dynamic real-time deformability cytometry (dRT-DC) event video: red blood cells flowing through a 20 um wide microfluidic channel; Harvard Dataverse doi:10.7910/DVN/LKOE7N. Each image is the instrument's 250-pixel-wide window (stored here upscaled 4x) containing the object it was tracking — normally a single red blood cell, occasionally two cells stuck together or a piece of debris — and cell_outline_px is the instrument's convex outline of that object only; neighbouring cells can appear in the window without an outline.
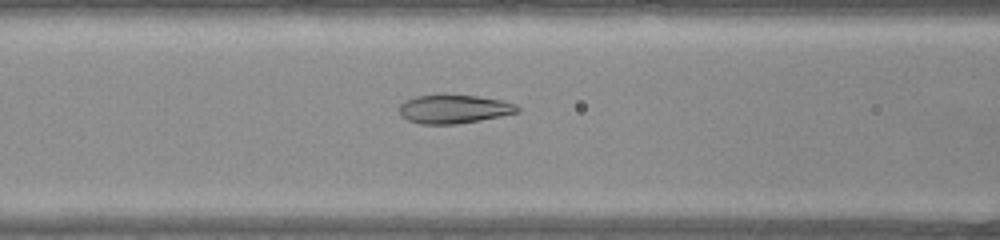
{"species": "common noctule bat (a hibernating species)", "species_latin": "Nyctalus noctula", "temperature_condition": "warm", "stored_images_in_passage": 43, "camera_frame_rate_fps": 3000, "um_per_image_px": 0.085, "animal": {"sex": "female", "body_mass_g": 22.0, "forearm_length_mm": 56.7}, "frame": {"image": 1, "passage_image": 12, "time_ms": 3.667, "image_size_px": [1000, 240], "cell_outline_px": [[520, 112], [480, 120], [456, 124], [420, 124], [408, 120], [400, 116], [400, 104], [404, 100], [416, 96], [476, 96], [504, 100], [516, 104], [520, 108]], "centroid_in_image_um": [38.6, 9.28], "position_along_channel_um": 128.0, "area_um2": 19.54}}
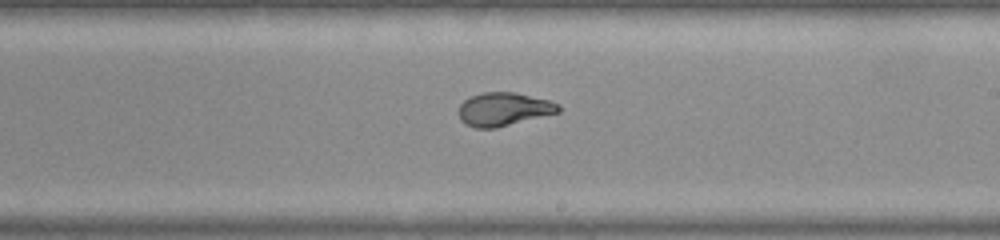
{"frame": {"image": 2, "passage_image": 21, "time_ms": 6.667, "image_size_px": [1000, 240], "cell_outline_px": [[560, 112], [496, 128], [476, 128], [464, 124], [460, 120], [460, 104], [464, 100], [472, 96], [484, 92], [516, 92], [548, 100], [560, 104]], "centroid_in_image_um": [42.82, 9.28], "position_along_channel_um": 246.2, "area_um2": 19.36}}
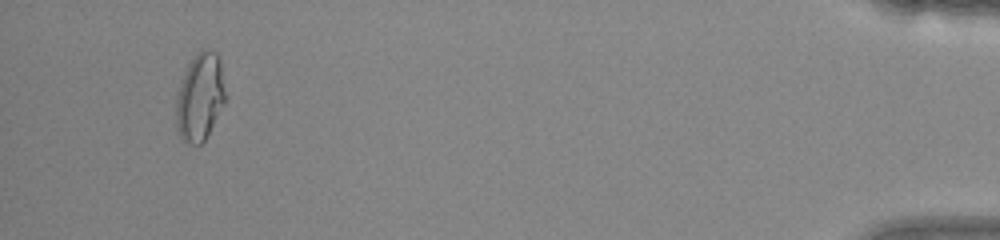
{"frame": {"image": 3, "passage_image": 40, "time_ms": 13.0, "image_size_px": [1000, 240], "cell_outline_px": [[228, 96], [224, 104], [204, 140], [200, 144], [188, 144], [180, 136], [176, 128], [176, 92], [184, 72], [192, 56], [200, 48], [204, 48], [216, 52], [220, 60]], "centroid_in_image_um": [17.0, 8.19], "position_along_channel_um": 418.2, "area_um2": 25.72}, "authors_computed_cell_mechanics": {"area_um2": 20.6346, "velocity_mm_per_s": 3.9494, "shape_relaxation_time_tau1_ms": 9.68, "shape_relaxation_time_tau2_ms": 0.735, "deformation_change_tau1": 0.2859, "deformation_change_tau2": 0.0384}}